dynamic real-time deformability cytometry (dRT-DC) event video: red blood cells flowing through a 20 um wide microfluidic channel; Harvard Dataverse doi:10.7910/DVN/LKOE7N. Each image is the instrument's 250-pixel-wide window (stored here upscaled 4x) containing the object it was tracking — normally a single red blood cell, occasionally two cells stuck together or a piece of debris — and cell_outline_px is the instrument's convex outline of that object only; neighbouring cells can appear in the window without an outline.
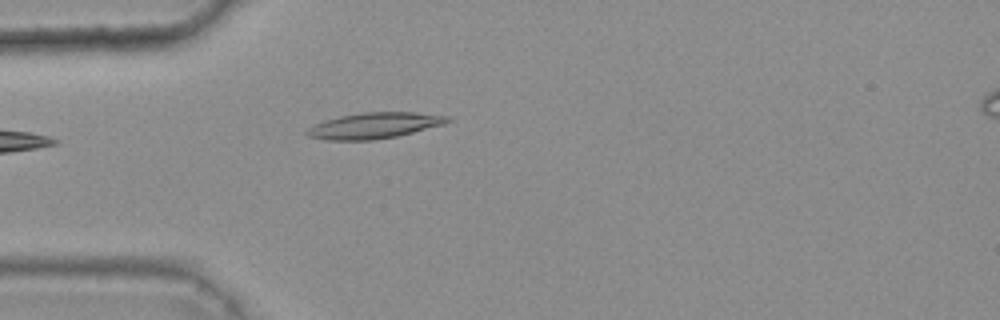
{"species": "common noctule bat (a hibernating species)", "species_latin": "Nyctalus noctula", "temperature_condition": "warm", "stored_images_in_passage": 5, "camera_frame_rate_fps": 3000, "um_per_image_px": 0.085, "animal": {"sex": "female", "body_mass_g": 25.1}, "frame": {"image": 1, "passage_image": 1, "time_ms": 0.0, "image_size_px": [1000, 320], "cell_outline_px": [[452, 120], [444, 124], [396, 136], [372, 140], [328, 140], [308, 136], [304, 132], [308, 128], [324, 120], [340, 116], [364, 112], [416, 112], [448, 116]], "centroid_in_image_um": [31.81, 10.66], "position_along_channel_um": 53.2, "area_um2": 21.04}}